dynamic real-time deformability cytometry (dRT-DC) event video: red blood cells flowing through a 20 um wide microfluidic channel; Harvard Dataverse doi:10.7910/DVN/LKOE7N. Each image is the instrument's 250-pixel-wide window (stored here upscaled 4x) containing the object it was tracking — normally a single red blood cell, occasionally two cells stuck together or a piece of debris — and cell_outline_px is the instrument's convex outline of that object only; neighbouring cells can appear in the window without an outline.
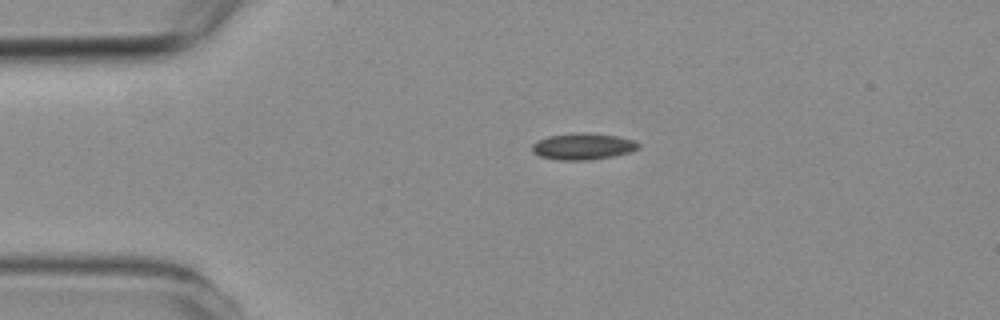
{"species": "common noctule bat (a hibernating species)", "species_latin": "Nyctalus noctula", "temperature_condition": "room temperature", "stored_images_in_passage": 2, "camera_frame_rate_fps": 3000, "um_per_image_px": 0.085, "animal": {"sex": "female", "body_mass_g": 19.3, "forearm_length_mm": 54.1}, "frame": {"image": 1, "passage_image": 2, "time_ms": 2.0, "image_size_px": [1000, 320], "cell_outline_px": [[640, 148], [628, 152], [612, 156], [588, 160], [556, 160], [540, 156], [532, 152], [532, 144], [548, 136], [580, 132], [588, 132], [616, 136], [636, 140], [640, 144]], "centroid_in_image_um": [49.56, 12.44], "position_along_channel_um": 35.4, "area_um2": 16.42}}